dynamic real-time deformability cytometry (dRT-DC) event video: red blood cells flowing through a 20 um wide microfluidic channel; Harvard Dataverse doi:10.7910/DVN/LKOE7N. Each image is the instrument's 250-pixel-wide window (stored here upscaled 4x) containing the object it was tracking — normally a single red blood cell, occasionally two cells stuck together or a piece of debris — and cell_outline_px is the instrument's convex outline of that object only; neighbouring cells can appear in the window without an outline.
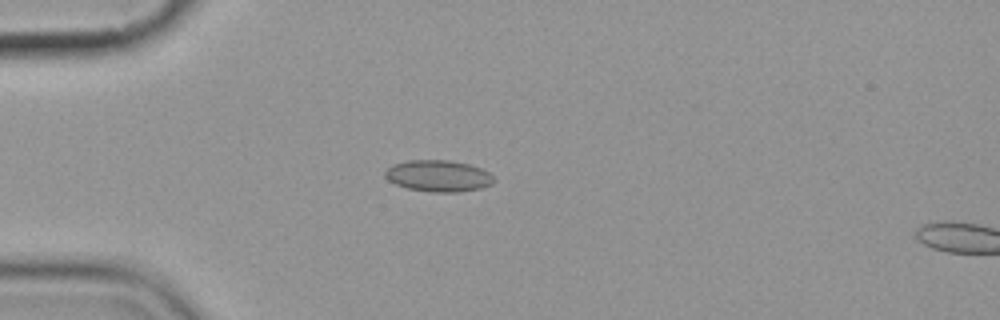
{"species": "common noctule bat (a hibernating species)", "species_latin": "Nyctalus noctula", "temperature_condition": "cold", "stored_images_in_passage": 5, "camera_frame_rate_fps": 3000, "um_per_image_px": 0.085, "animal": {"sex": "female", "body_mass_g": 19.9}, "frame": {"image": 1, "passage_image": 4, "time_ms": 3.667, "image_size_px": [1000, 320], "cell_outline_px": [[496, 180], [492, 184], [480, 188], [456, 192], [432, 192], [408, 188], [396, 184], [388, 180], [384, 176], [384, 172], [392, 164], [408, 160], [448, 160], [468, 164], [480, 168], [488, 172]], "centroid_in_image_um": [37.24, 14.95], "position_along_channel_um": 47.8, "area_um2": 19.88}}